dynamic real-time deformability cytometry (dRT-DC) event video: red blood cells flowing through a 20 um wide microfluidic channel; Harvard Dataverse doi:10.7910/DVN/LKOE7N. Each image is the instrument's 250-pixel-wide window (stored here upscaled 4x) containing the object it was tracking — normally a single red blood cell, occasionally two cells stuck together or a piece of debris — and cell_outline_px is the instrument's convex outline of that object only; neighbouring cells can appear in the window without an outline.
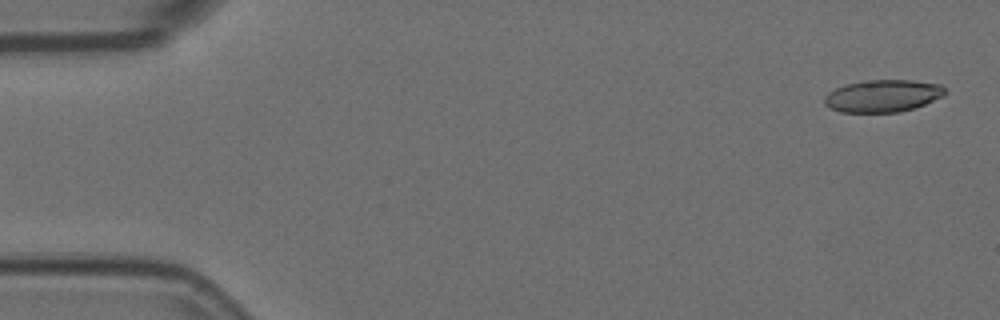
{"species": "Egyptian fruit bat (a non-hibernating species)", "species_latin": "Rousettus aegyptiacus", "temperature_condition": "room temperature", "stored_images_in_passage": 15, "camera_frame_rate_fps": 3000, "um_per_image_px": 0.085, "animal": {"sex": "female"}, "frame": {"image": 1, "passage_image": 1, "time_ms": 0.0, "image_size_px": [1000, 320], "cell_outline_px": [[948, 92], [944, 96], [924, 104], [900, 112], [840, 112], [828, 108], [824, 104], [824, 96], [828, 92], [844, 84], [864, 80], [912, 80], [940, 84]], "centroid_in_image_um": [75.01, 8.14], "position_along_channel_um": 10.0, "area_um2": 22.89}}
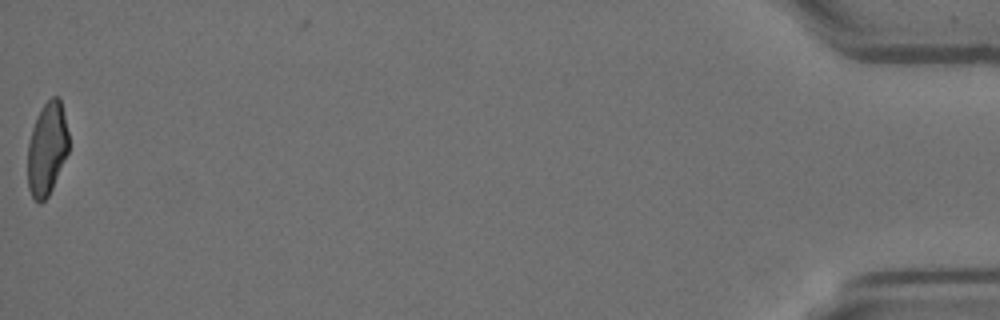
{"frame": {"image": 2, "passage_image": 15, "time_ms": 4.667, "image_size_px": [1000, 320], "cell_outline_px": [[68, 152], [52, 188], [48, 196], [40, 204], [32, 196], [28, 188], [28, 144], [32, 128], [44, 104], [52, 96], [60, 96], [68, 132]], "centroid_in_image_um": [4.0, 12.64], "position_along_channel_um": 431.2, "area_um2": 21.96}}